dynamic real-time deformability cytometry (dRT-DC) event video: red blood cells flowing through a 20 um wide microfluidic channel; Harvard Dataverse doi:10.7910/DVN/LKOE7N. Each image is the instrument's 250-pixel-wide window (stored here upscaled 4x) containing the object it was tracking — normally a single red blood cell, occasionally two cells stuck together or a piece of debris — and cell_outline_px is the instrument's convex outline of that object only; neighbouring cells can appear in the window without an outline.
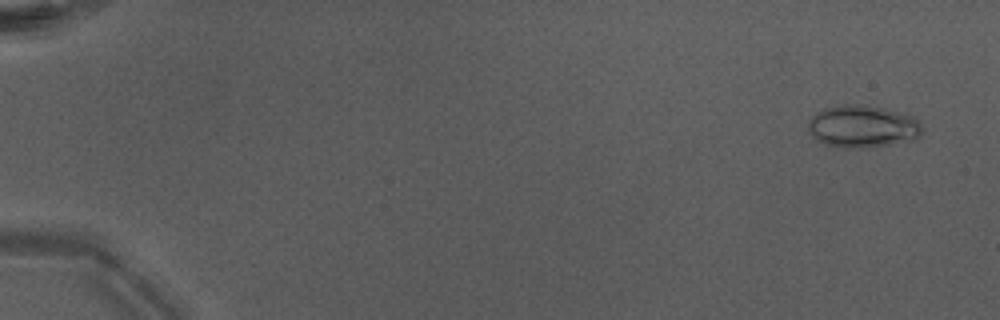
{"species": "Egyptian fruit bat (a non-hibernating species)", "species_latin": "Rousettus aegyptiacus", "temperature_condition": "warm", "stored_images_in_passage": 51, "camera_frame_rate_fps": 3000, "um_per_image_px": 0.085, "animal": {"sex": "male"}, "frame": {"image": 1, "passage_image": 3, "time_ms": 0.667, "image_size_px": [1000, 320], "cell_outline_px": [[924, 128], [920, 136], [912, 140], [888, 144], [860, 148], [848, 148], [824, 144], [816, 140], [808, 132], [808, 120], [816, 112], [836, 104], [868, 104], [884, 108], [912, 116]], "centroid_in_image_um": [73.28, 10.73], "position_along_channel_um": 11.7, "area_um2": 28.32}}
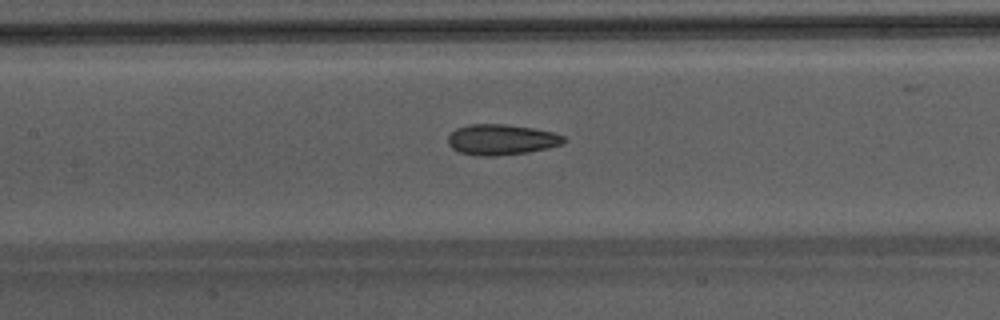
{"frame": {"image": 2, "passage_image": 26, "time_ms": 8.333, "image_size_px": [1000, 320], "cell_outline_px": [[564, 140], [560, 144], [548, 148], [528, 152], [496, 156], [476, 156], [460, 152], [452, 148], [448, 144], [448, 136], [456, 128], [468, 124], [504, 124], [536, 128], [552, 132], [564, 136]], "centroid_in_image_um": [42.58, 11.86], "position_along_channel_um": 164.8, "area_um2": 20.69}}
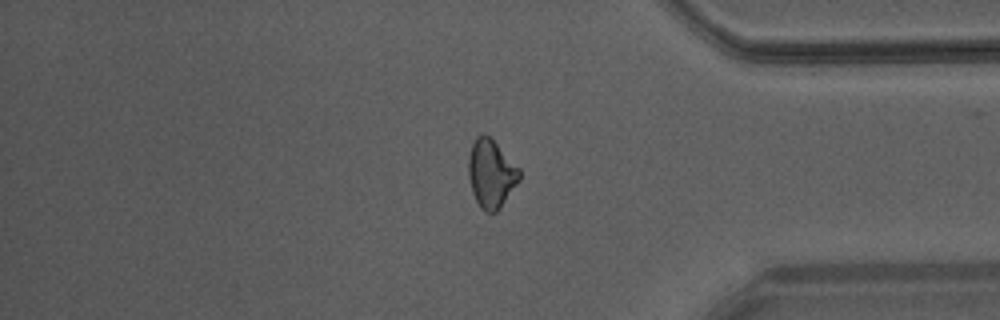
{"frame": {"image": 3, "passage_image": 43, "time_ms": 14.0, "image_size_px": [1000, 320], "cell_outline_px": [[520, 180], [500, 208], [496, 212], [488, 212], [480, 208], [472, 192], [468, 176], [468, 156], [472, 144], [476, 136], [480, 132], [484, 132], [520, 168]], "centroid_in_image_um": [41.73, 14.75], "position_along_channel_um": 393.5, "area_um2": 20.29}, "authors_computed_cell_mechanics": {"area_um2": 20.4034, "velocity_mm_per_s": 4.3018, "shape_relaxation_time_tau1_ms": 8.5369, "shape_relaxation_time_tau2_ms": 1.7119, "deformation_change_tau1": 0.1926, "deformation_change_tau2": 0.084}}